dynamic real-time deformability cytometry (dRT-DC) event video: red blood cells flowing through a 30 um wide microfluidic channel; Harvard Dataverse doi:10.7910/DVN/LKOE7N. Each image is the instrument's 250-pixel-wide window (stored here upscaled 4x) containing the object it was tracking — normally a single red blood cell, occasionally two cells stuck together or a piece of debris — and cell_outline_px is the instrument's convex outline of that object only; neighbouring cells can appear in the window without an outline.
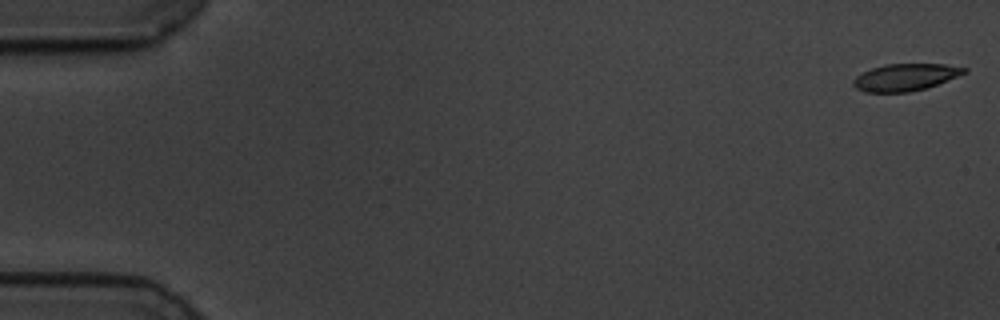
{"species": "common noctule bat (a hibernating species)", "species_latin": "Nyctalus noctula", "temperature_condition": "cold", "stored_images_in_passage": 58, "camera_frame_rate_fps": 3000, "um_per_image_px": 0.085, "animal": {"sex": "male", "body_mass_g": 19.5, "forearm_length_mm": 54.6}, "frame": {"image": 1, "passage_image": 1, "time_ms": 0.0, "image_size_px": [1000, 320], "cell_outline_px": [[968, 72], [936, 84], [924, 88], [908, 92], [864, 92], [856, 88], [852, 84], [852, 80], [856, 76], [872, 68], [884, 64], [944, 64], [968, 68]], "centroid_in_image_um": [76.93, 6.56], "position_along_channel_um": 8.1, "area_um2": 17.34}}
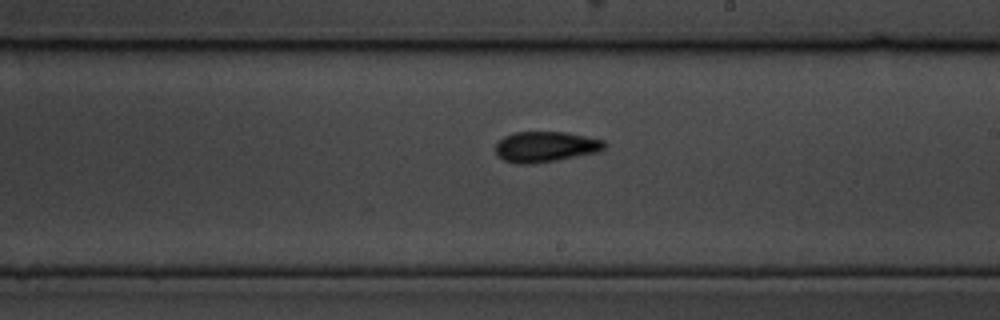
{"frame": {"image": 2, "passage_image": 34, "time_ms": 11.0, "image_size_px": [1000, 320], "cell_outline_px": [[608, 144], [604, 148], [596, 152], [556, 160], [532, 164], [516, 164], [504, 160], [496, 156], [496, 144], [504, 136], [512, 132], [564, 132], [604, 140]], "centroid_in_image_um": [46.33, 12.47], "position_along_channel_um": 242.7, "area_um2": 19.36}}
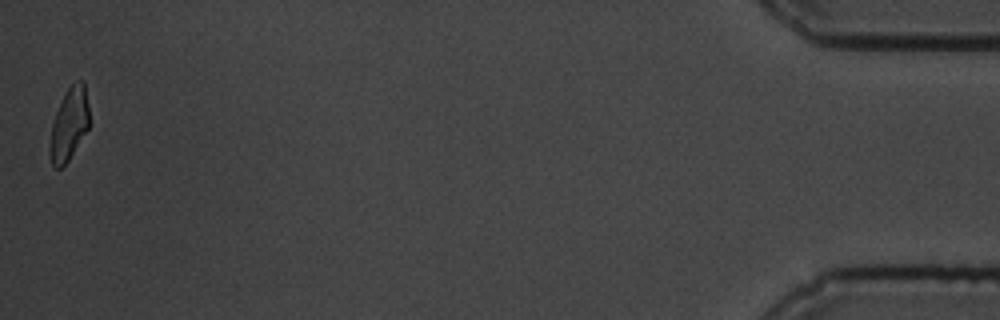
{"frame": {"image": 3, "passage_image": 58, "time_ms": 19.0, "image_size_px": [1000, 320], "cell_outline_px": [[88, 128], [68, 160], [60, 168], [56, 168], [52, 164], [48, 152], [52, 120], [68, 88], [76, 80], [84, 80], [88, 104]], "centroid_in_image_um": [5.85, 10.55], "position_along_channel_um": 429.3, "area_um2": 16.42}, "authors_computed_cell_mechanics": {"area_um2": 18.6694, "velocity_mm_per_s": 3.4604, "shape_relaxation_time_tau1_ms": 3.9999, "shape_relaxation_time_tau2_ms": 1.6394, "deformation_change_tau1": 0.1428, "deformation_change_tau2": 0.0794}}